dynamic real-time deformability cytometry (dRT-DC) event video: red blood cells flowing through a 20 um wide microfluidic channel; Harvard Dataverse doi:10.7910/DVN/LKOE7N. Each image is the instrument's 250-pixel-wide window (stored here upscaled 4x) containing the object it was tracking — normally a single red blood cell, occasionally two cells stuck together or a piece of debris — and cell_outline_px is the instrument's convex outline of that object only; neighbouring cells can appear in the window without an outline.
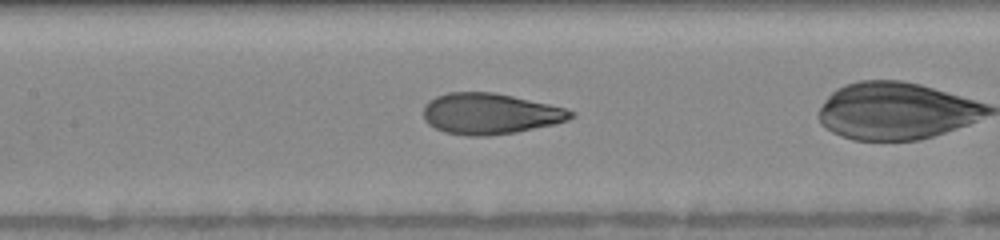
{"species": "human", "species_latin": "Homo sapiens", "temperature_condition": "warm", "stored_images_in_passage": 38, "camera_frame_rate_fps": 3000, "um_per_image_px": 0.085, "donor": {"sex": "female"}, "frame": {"image": 1, "passage_image": 22, "time_ms": 7.0, "image_size_px": [1000, 240], "cell_outline_px": [[576, 116], [568, 120], [556, 124], [516, 132], [488, 136], [468, 136], [444, 132], [428, 124], [424, 120], [424, 104], [428, 100], [436, 96], [448, 92], [492, 92], [512, 96], [548, 104], [564, 108], [576, 112]], "centroid_in_image_um": [41.65, 9.67], "position_along_channel_um": 165.7, "area_um2": 35.32}}
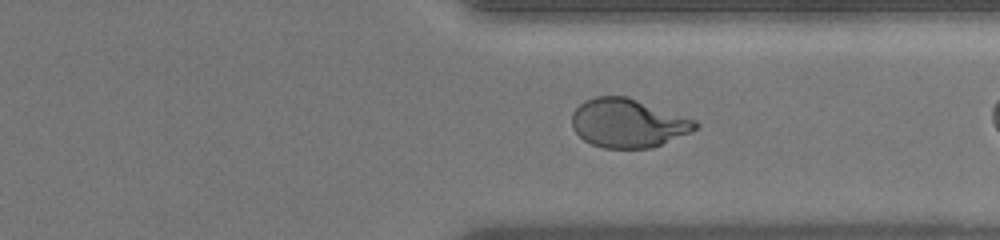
{"frame": {"image": 2, "passage_image": 36, "time_ms": 11.667, "image_size_px": [1000, 240], "cell_outline_px": [[700, 128], [692, 132], [652, 148], [604, 148], [592, 144], [584, 140], [572, 128], [572, 112], [584, 100], [596, 96], [624, 96], [696, 120], [700, 124]], "centroid_in_image_um": [53.38, 10.48], "position_along_channel_um": 358.0, "area_um2": 34.97}}